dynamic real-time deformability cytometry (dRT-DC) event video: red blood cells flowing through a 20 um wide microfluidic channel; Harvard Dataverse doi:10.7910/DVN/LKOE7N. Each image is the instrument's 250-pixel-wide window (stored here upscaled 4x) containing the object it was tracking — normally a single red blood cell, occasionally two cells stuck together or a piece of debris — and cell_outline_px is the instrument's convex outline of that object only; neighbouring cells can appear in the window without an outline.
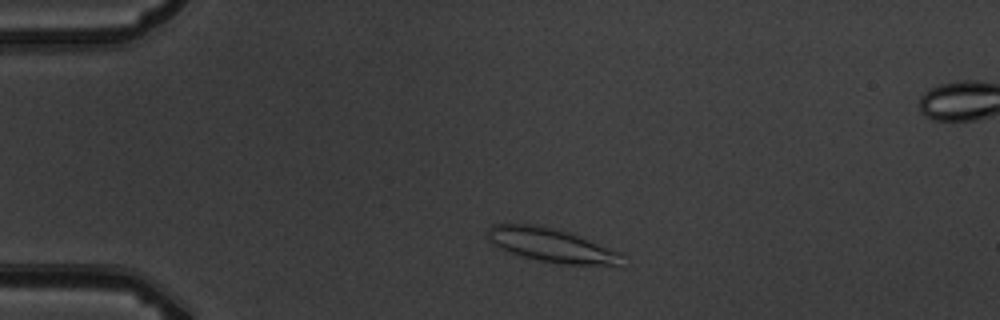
{"species": "common noctule bat (a hibernating species)", "species_latin": "Nyctalus noctula", "temperature_condition": "warm", "stored_images_in_passage": 5, "camera_frame_rate_fps": 3000, "um_per_image_px": 0.085, "animal": {"sex": "male", "body_mass_g": 19.5, "forearm_length_mm": 54.6}, "frame": {"image": 1, "passage_image": 2, "time_ms": 1.0, "image_size_px": [1000, 320], "cell_outline_px": [[624, 268], [616, 268], [560, 264], [540, 260], [524, 256], [500, 248], [488, 240], [484, 232], [492, 224], [536, 224], [560, 228], [572, 232], [624, 252]], "centroid_in_image_um": [47.08, 20.87], "position_along_channel_um": 37.9, "area_um2": 28.03}}
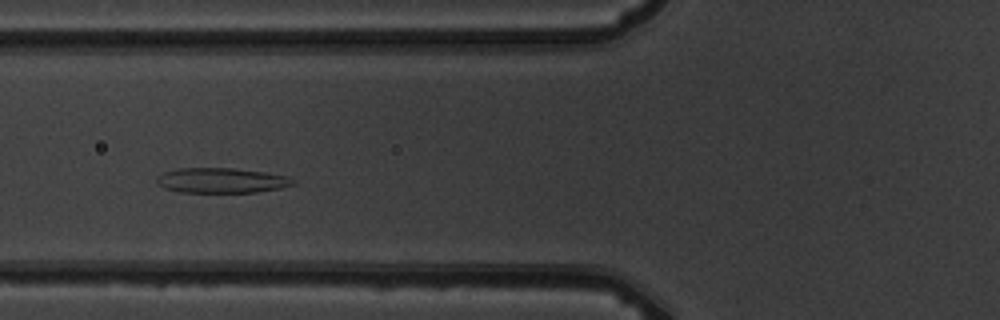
{"frame": {"image": 2, "passage_image": 4, "time_ms": 4.0, "image_size_px": [1000, 320], "cell_outline_px": [[296, 184], [280, 188], [256, 192], [180, 192], [164, 188], [156, 180], [156, 176], [164, 172], [176, 168], [232, 168], [264, 172], [288, 176], [296, 180]], "centroid_in_image_um": [18.84, 15.33], "position_along_channel_um": 107.0, "area_um2": 19.94}}
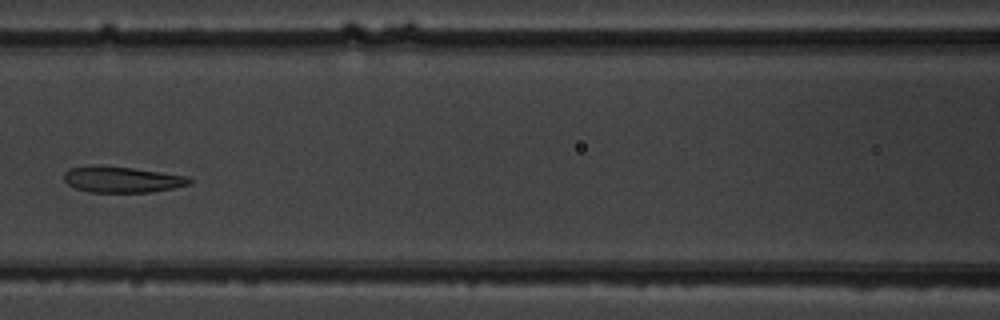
{"frame": {"image": 3, "passage_image": 5, "time_ms": 5.333, "image_size_px": [1000, 320], "cell_outline_px": [[192, 184], [152, 192], [88, 192], [76, 188], [68, 184], [64, 180], [64, 172], [68, 168], [92, 164], [132, 168], [188, 176], [192, 180]], "centroid_in_image_um": [10.34, 15.25], "position_along_channel_um": 156.3, "area_um2": 19.19}}